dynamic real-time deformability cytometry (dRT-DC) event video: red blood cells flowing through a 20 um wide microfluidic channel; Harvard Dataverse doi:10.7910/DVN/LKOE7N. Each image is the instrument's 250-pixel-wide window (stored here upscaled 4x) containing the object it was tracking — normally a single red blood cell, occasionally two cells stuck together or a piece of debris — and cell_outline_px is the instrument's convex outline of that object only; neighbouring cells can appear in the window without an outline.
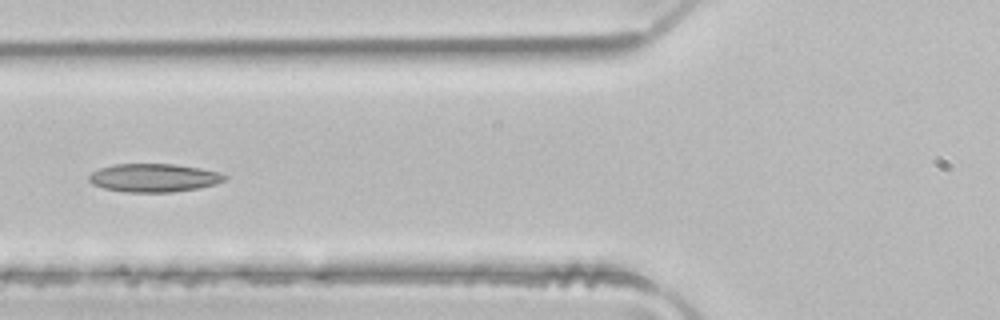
{"species": "common noctule bat (a hibernating species)", "species_latin": "Nyctalus noctula", "temperature_condition": "room temperature", "stored_images_in_passage": 5, "camera_frame_rate_fps": 3000, "um_per_image_px": 0.085, "animal": {"sex": "male", "body_mass_g": 21.5, "forearm_length_mm": 52.0}, "frame": {"image": 1, "passage_image": 5, "time_ms": 1.333, "image_size_px": [1000, 320], "cell_outline_px": [[228, 180], [216, 184], [196, 188], [172, 192], [124, 192], [104, 188], [92, 184], [88, 180], [88, 176], [92, 172], [100, 168], [112, 164], [176, 164], [200, 168], [220, 172], [228, 176]], "centroid_in_image_um": [13.09, 15.11], "position_along_channel_um": 112.7, "area_um2": 22.54}}